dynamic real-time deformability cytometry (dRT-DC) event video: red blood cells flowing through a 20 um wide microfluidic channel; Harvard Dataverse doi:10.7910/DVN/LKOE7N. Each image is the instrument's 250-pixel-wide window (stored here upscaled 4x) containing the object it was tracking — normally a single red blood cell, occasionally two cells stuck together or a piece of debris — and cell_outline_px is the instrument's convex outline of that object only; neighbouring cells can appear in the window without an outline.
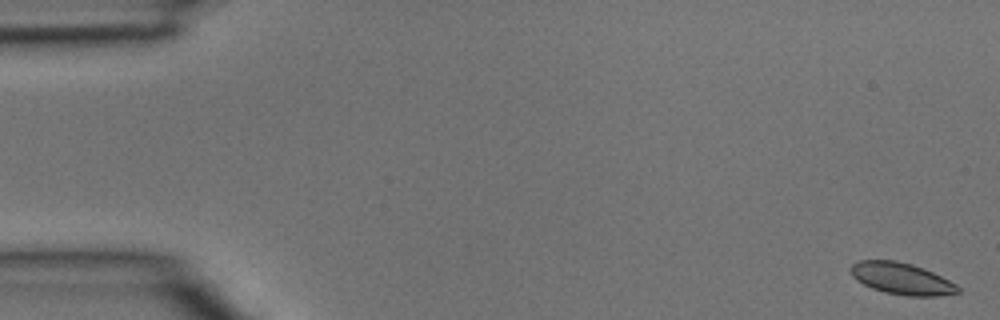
{"species": "common noctule bat (a hibernating species)", "species_latin": "Nyctalus noctula", "temperature_condition": "room temperature", "stored_images_in_passage": 4, "camera_frame_rate_fps": 3000, "um_per_image_px": 0.085, "animal": {"sex": "male", "body_mass_g": 15.6}, "frame": {"image": 1, "passage_image": 1, "time_ms": 0.0, "image_size_px": [1000, 320], "cell_outline_px": [[960, 292], [936, 296], [908, 296], [884, 292], [872, 288], [856, 280], [852, 276], [852, 264], [860, 260], [896, 260], [912, 264], [924, 268], [956, 284], [960, 288]], "centroid_in_image_um": [76.64, 23.68], "position_along_channel_um": 8.4, "area_um2": 19.65}}